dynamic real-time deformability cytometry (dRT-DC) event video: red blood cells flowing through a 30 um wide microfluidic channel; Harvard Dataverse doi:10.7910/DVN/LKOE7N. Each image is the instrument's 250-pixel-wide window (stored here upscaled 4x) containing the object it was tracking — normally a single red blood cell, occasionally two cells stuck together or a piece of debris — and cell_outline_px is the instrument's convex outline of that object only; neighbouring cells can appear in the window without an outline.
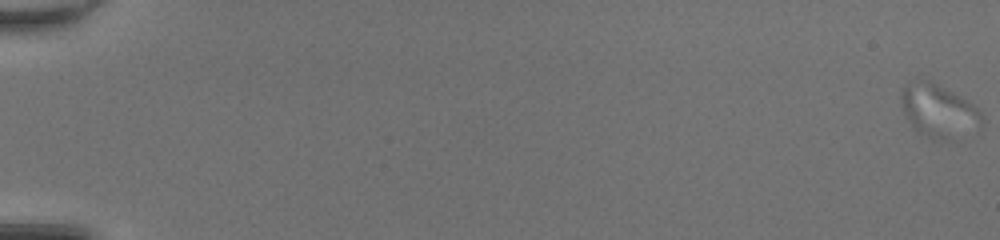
{"species": "common noctule bat (a hibernating species)", "species_latin": "Nyctalus noctula", "temperature_condition": "room temperature", "stored_images_in_passage": 57, "camera_frame_rate_fps": 3000, "um_per_image_px": 0.085, "animal": {"sex": "female", "body_mass_g": 20.0, "forearm_length_mm": 54.0}, "frame": {"image": 1, "passage_image": 1, "time_ms": 0.0, "image_size_px": [1000, 240], "cell_outline_px": [[984, 124], [976, 132], [952, 140], [932, 140], [920, 132], [912, 124], [904, 112], [900, 100], [900, 92], [904, 84], [916, 76], [940, 84], [972, 104], [984, 116]], "centroid_in_image_um": [79.8, 9.4], "position_along_channel_um": 5.2, "area_um2": 25.66}}
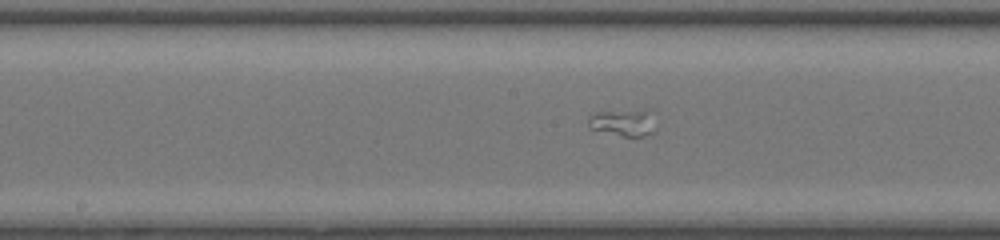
{"frame": {"image": 2, "passage_image": 33, "time_ms": 10.667, "image_size_px": [1000, 240], "cell_outline_px": [[656, 132], [644, 136], [624, 136], [588, 128], [588, 116], [592, 112], [644, 108], [652, 108], [656, 112]], "centroid_in_image_um": [53.1, 10.36], "position_along_channel_um": 195.1, "area_um2": 11.56}}
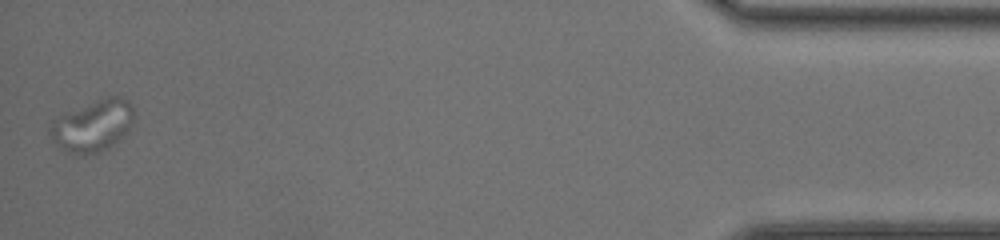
{"frame": {"image": 3, "passage_image": 57, "time_ms": 18.667, "image_size_px": [1000, 240], "cell_outline_px": [[136, 116], [132, 124], [108, 148], [100, 152], [84, 156], [80, 156], [68, 152], [60, 148], [48, 132], [48, 128], [52, 120], [64, 112], [104, 96], [120, 96], [128, 100], [132, 104]], "centroid_in_image_um": [7.86, 10.66], "position_along_channel_um": 427.3, "area_um2": 25.61}}